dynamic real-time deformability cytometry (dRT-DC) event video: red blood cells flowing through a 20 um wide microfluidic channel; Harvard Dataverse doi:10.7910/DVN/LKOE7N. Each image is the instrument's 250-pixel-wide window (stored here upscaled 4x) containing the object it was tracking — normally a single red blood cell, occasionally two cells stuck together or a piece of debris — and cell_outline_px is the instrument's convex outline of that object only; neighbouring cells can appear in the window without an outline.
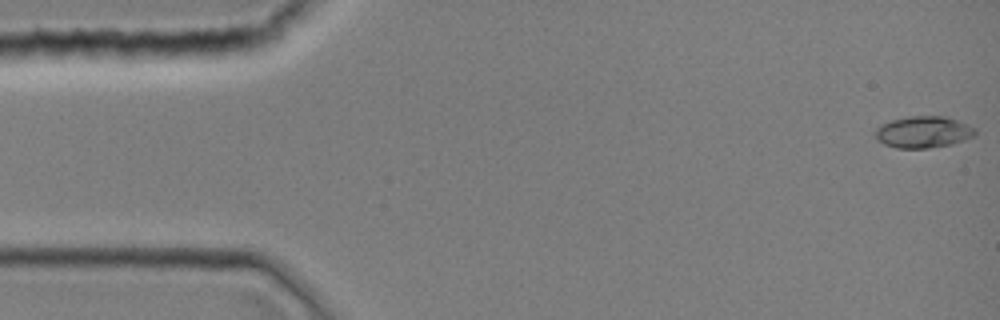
{"species": "common noctule bat (a hibernating species)", "species_latin": "Nyctalus noctula", "temperature_condition": "room temperature", "stored_images_in_passage": 25, "camera_frame_rate_fps": 3000, "um_per_image_px": 0.085, "animal": {"sex": "female", "body_mass_g": 19.0, "forearm_length_mm": 51.5}, "frame": {"image": 1, "passage_image": 1, "time_ms": 0.0, "image_size_px": [1000, 320], "cell_outline_px": [[976, 136], [952, 144], [924, 148], [896, 148], [884, 144], [876, 140], [872, 132], [880, 124], [892, 120], [908, 116], [948, 116], [976, 128]], "centroid_in_image_um": [78.46, 11.22], "position_along_channel_um": 6.5, "area_um2": 18.73}}
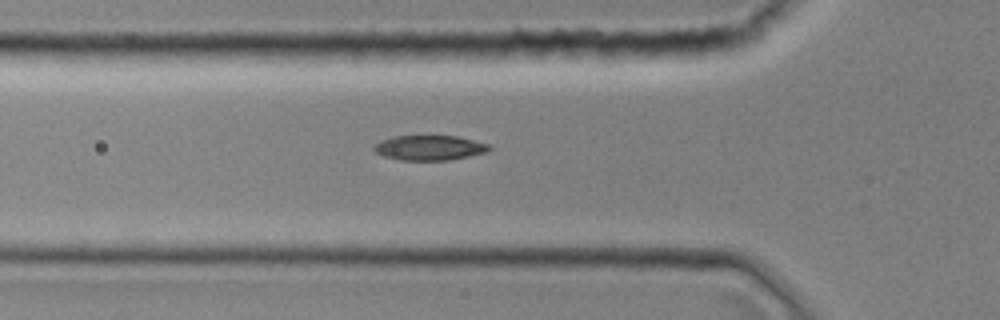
{"frame": {"image": 2, "passage_image": 15, "time_ms": 4.667, "image_size_px": [1000, 320], "cell_outline_px": [[492, 148], [488, 152], [448, 160], [400, 160], [384, 156], [376, 152], [372, 148], [380, 140], [392, 136], [456, 136], [488, 144]], "centroid_in_image_um": [36.49, 12.56], "position_along_channel_um": 89.3, "area_um2": 16.65}}
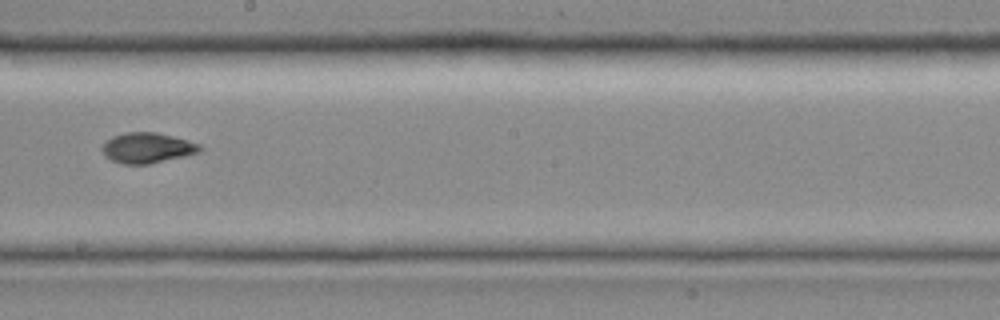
{"frame": {"image": 3, "passage_image": 25, "time_ms": 8.0, "image_size_px": [1000, 320], "cell_outline_px": [[204, 148], [200, 152], [184, 156], [148, 164], [124, 164], [112, 160], [104, 156], [100, 148], [112, 136], [124, 132], [156, 132], [172, 136], [200, 144]], "centroid_in_image_um": [12.51, 12.56], "position_along_channel_um": 235.7, "area_um2": 17.28}}